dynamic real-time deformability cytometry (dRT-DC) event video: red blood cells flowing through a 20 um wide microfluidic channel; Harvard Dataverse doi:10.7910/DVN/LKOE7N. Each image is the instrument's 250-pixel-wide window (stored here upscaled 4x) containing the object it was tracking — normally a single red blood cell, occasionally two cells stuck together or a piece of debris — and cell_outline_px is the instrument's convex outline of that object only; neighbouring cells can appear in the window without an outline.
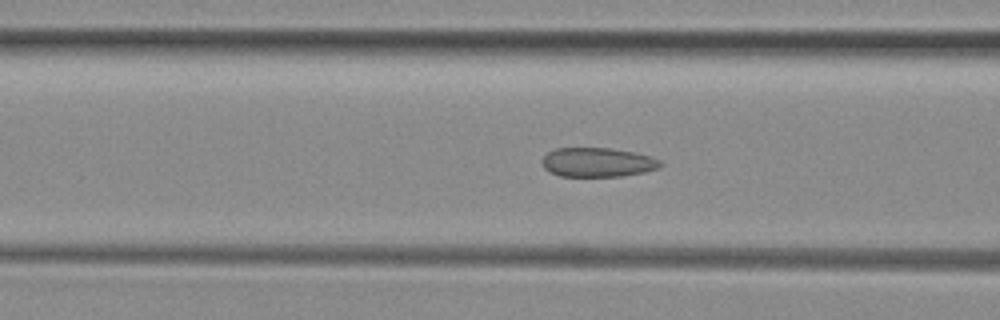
{"species": "common noctule bat (a hibernating species)", "species_latin": "Nyctalus noctula", "temperature_condition": "room temperature", "stored_images_in_passage": 40, "camera_frame_rate_fps": 3000, "um_per_image_px": 0.085, "animal": {"sex": "female", "body_mass_g": 29.2, "forearm_length_mm": 56.3}, "frame": {"image": 1, "passage_image": 20, "time_ms": 6.333, "image_size_px": [1000, 320], "cell_outline_px": [[664, 164], [656, 168], [644, 172], [620, 176], [560, 176], [544, 168], [540, 160], [548, 152], [556, 148], [612, 148], [636, 152], [652, 156], [660, 160]], "centroid_in_image_um": [50.8, 13.78], "position_along_channel_um": 115.8, "area_um2": 20.23}}
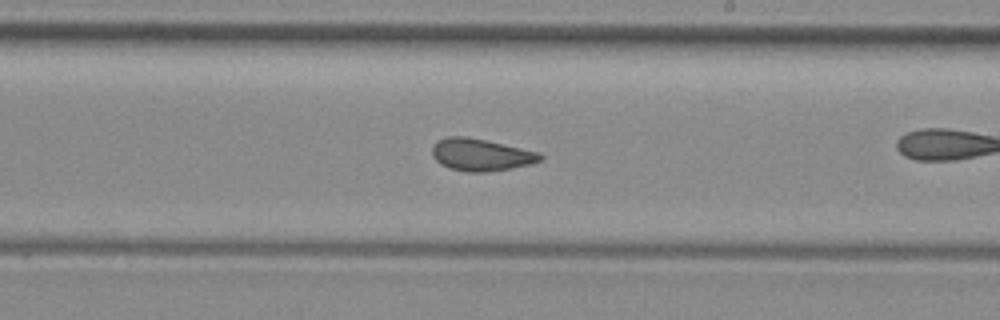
{"frame": {"image": 2, "passage_image": 30, "time_ms": 9.667, "image_size_px": [1000, 320], "cell_outline_px": [[544, 156], [540, 160], [532, 164], [512, 168], [484, 172], [464, 172], [448, 168], [440, 164], [432, 156], [432, 148], [436, 140], [448, 136], [468, 136], [540, 152]], "centroid_in_image_um": [40.86, 13.15], "position_along_channel_um": 248.1, "area_um2": 20.52}}
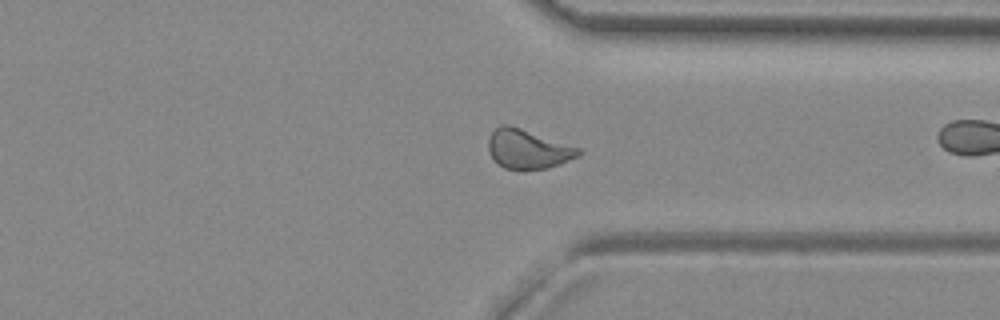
{"frame": {"image": 3, "passage_image": 39, "time_ms": 12.667, "image_size_px": [1000, 320], "cell_outline_px": [[584, 152], [560, 164], [548, 168], [504, 168], [488, 152], [488, 140], [492, 132], [500, 124], [508, 124], [580, 148]], "centroid_in_image_um": [44.87, 12.65], "position_along_channel_um": 366.5, "area_um2": 20.11}}